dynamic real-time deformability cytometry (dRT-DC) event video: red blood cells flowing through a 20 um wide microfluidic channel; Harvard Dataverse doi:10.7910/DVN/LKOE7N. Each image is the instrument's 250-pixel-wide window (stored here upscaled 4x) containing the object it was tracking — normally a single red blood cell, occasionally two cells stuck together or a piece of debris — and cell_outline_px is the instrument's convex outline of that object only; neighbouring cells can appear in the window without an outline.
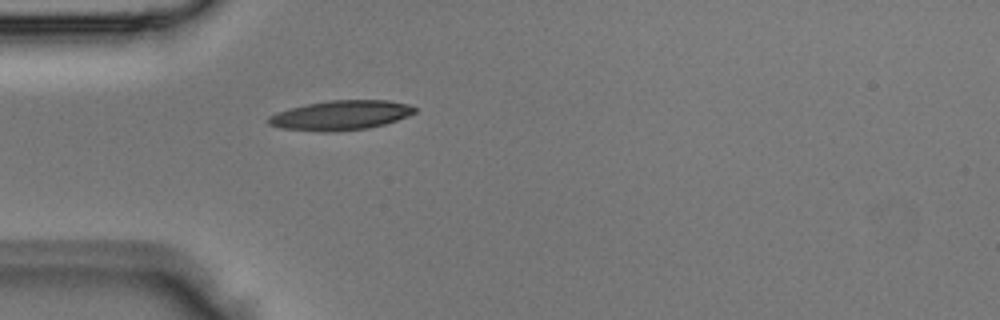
{"species": "Egyptian fruit bat (a non-hibernating species)", "species_latin": "Rousettus aegyptiacus", "temperature_condition": "room temperature", "stored_images_in_passage": 3, "camera_frame_rate_fps": 3000, "um_per_image_px": 0.085, "animal": {"sex": "male"}, "frame": {"image": 1, "passage_image": 3, "time_ms": 0.667, "image_size_px": [1000, 320], "cell_outline_px": [[416, 112], [408, 116], [384, 124], [368, 128], [332, 132], [320, 132], [280, 128], [268, 124], [268, 116], [292, 108], [308, 104], [332, 100], [388, 100], [408, 104], [416, 108]], "centroid_in_image_um": [28.98, 9.8], "position_along_channel_um": 56.0, "area_um2": 25.03}}